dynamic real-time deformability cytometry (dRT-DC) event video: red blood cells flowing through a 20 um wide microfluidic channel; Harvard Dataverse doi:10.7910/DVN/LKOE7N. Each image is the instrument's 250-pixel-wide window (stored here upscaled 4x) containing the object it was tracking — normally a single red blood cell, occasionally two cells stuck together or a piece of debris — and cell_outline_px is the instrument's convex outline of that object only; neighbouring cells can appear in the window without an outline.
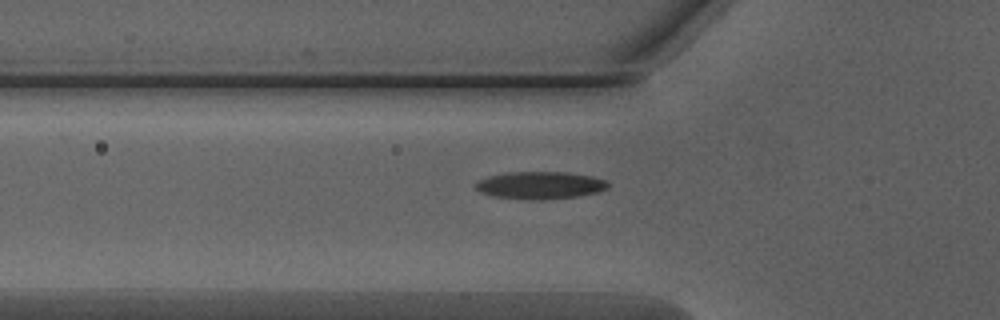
{"species": "Egyptian fruit bat (a non-hibernating species)", "species_latin": "Rousettus aegyptiacus", "temperature_condition": "warm", "stored_images_in_passage": 38, "camera_frame_rate_fps": 3000, "um_per_image_px": 0.085, "animal": {"sex": "male"}, "frame": {"image": 1, "passage_image": 7, "time_ms": 2.0, "image_size_px": [1000, 320], "cell_outline_px": [[608, 188], [600, 192], [576, 196], [544, 200], [528, 200], [492, 196], [480, 192], [476, 188], [476, 180], [488, 176], [508, 172], [568, 172], [592, 176], [604, 180], [608, 184]], "centroid_in_image_um": [45.89, 15.75], "position_along_channel_um": 79.9, "area_um2": 21.33}}
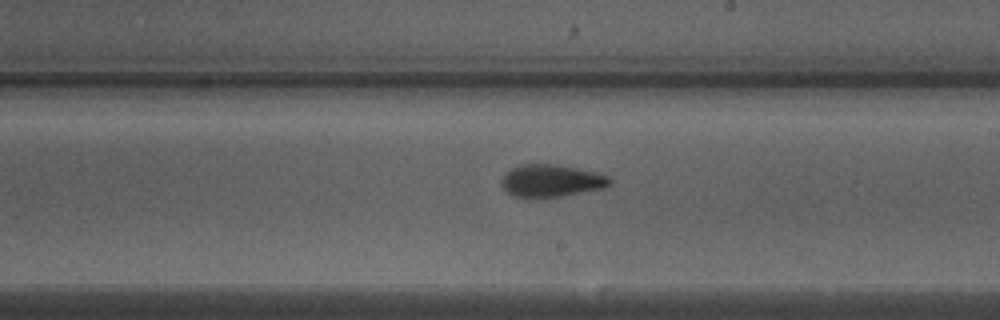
{"frame": {"image": 2, "passage_image": 19, "time_ms": 6.0, "image_size_px": [1000, 320], "cell_outline_px": [[612, 184], [604, 188], [560, 196], [512, 196], [504, 188], [504, 176], [512, 168], [520, 164], [556, 164], [596, 172], [608, 176], [612, 180]], "centroid_in_image_um": [46.93, 15.34], "position_along_channel_um": 242.1, "area_um2": 19.88}}
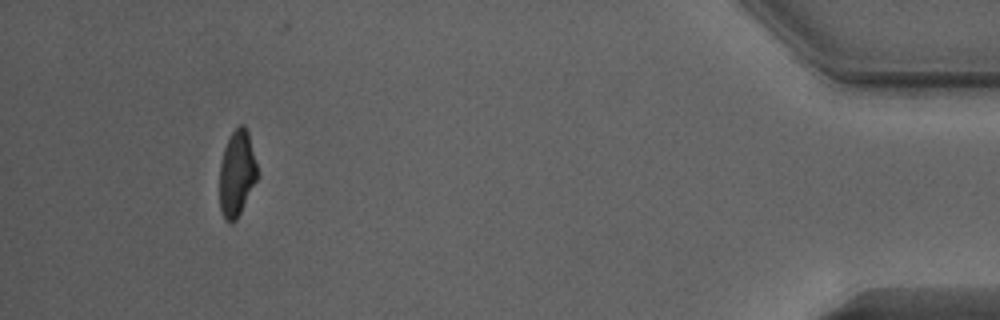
{"frame": {"image": 3, "passage_image": 37, "time_ms": 12.0, "image_size_px": [1000, 320], "cell_outline_px": [[256, 180], [236, 220], [232, 224], [224, 220], [220, 208], [220, 164], [224, 148], [232, 132], [240, 124], [244, 124], [248, 132], [256, 164]], "centroid_in_image_um": [20.1, 14.76], "position_along_channel_um": 415.1, "area_um2": 18.5}}